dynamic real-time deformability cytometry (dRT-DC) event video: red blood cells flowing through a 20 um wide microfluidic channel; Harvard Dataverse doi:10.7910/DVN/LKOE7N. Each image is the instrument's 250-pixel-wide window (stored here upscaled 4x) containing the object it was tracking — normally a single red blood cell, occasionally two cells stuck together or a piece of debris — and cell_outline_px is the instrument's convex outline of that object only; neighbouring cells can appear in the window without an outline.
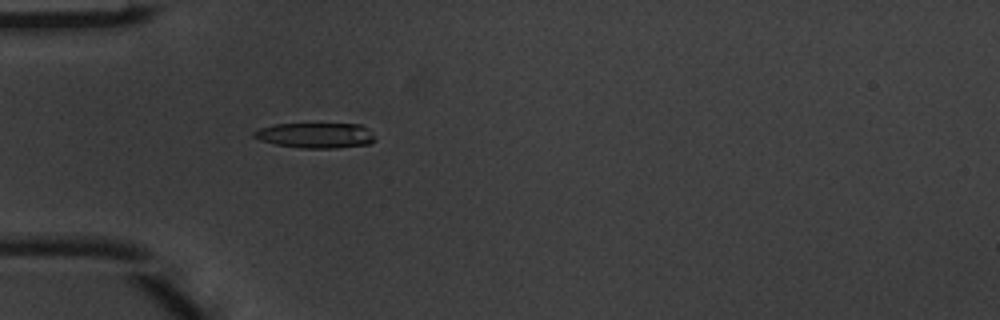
{"species": "common noctule bat (a hibernating species)", "species_latin": "Nyctalus noctula", "temperature_condition": "warm", "stored_images_in_passage": 3, "camera_frame_rate_fps": 3000, "um_per_image_px": 0.085, "animal": {"sex": "male", "body_mass_g": 20.1, "forearm_length_mm": 53.5}, "frame": {"image": 1, "passage_image": 3, "time_ms": 0.667, "image_size_px": [1000, 320], "cell_outline_px": [[376, 140], [368, 144], [336, 148], [300, 148], [276, 144], [260, 140], [252, 136], [252, 132], [260, 128], [276, 124], [360, 124], [368, 128]], "centroid_in_image_um": [26.82, 11.51], "position_along_channel_um": 58.2, "area_um2": 17.8}}